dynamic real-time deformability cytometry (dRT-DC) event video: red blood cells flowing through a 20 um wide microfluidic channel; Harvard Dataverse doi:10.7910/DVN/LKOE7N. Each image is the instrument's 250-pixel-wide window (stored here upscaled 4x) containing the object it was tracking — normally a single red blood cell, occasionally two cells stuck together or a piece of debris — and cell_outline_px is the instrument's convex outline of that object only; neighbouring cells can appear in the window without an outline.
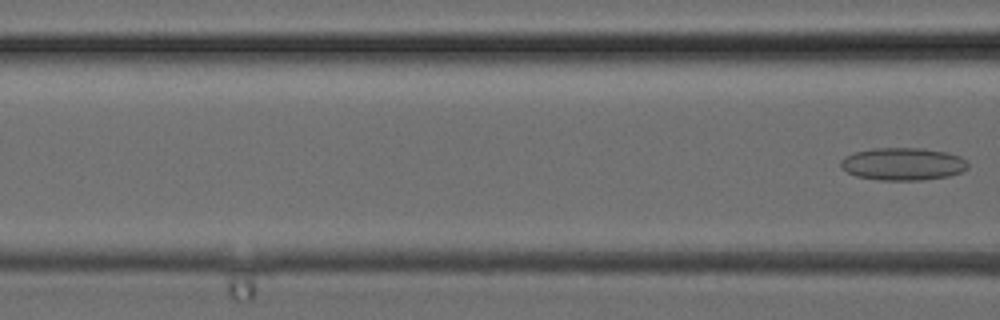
{"species": "common noctule bat (a hibernating species)", "species_latin": "Nyctalus noctula", "temperature_condition": "cold", "stored_images_in_passage": 14, "segment_of_instrument_passage": [2, 2], "camera_frame_rate_fps": 3000, "um_per_image_px": 0.085, "animal": {"sex": "female", "body_mass_g": 24.6, "forearm_length_mm": 56.2}, "frame": {"image": 1, "passage_image": 14, "time_ms": 4.333, "image_size_px": [1000, 320], "cell_outline_px": [[968, 168], [960, 172], [948, 176], [924, 180], [880, 180], [856, 176], [848, 172], [840, 164], [840, 160], [844, 156], [852, 152], [872, 148], [924, 148], [944, 152], [960, 156], [968, 164]], "centroid_in_image_um": [76.72, 13.93], "position_along_channel_um": 89.9, "area_um2": 24.16}}